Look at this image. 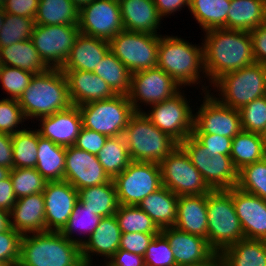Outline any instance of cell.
Returning <instances> with one entry per match:
<instances>
[{"label": "cell", "instance_id": "47", "mask_svg": "<svg viewBox=\"0 0 266 266\" xmlns=\"http://www.w3.org/2000/svg\"><path fill=\"white\" fill-rule=\"evenodd\" d=\"M33 76V73L17 67L2 66L0 71L2 89L10 95V99L18 100L29 86Z\"/></svg>", "mask_w": 266, "mask_h": 266}, {"label": "cell", "instance_id": "7", "mask_svg": "<svg viewBox=\"0 0 266 266\" xmlns=\"http://www.w3.org/2000/svg\"><path fill=\"white\" fill-rule=\"evenodd\" d=\"M222 104L240 110L246 104L266 95V66L254 63L221 76L214 84Z\"/></svg>", "mask_w": 266, "mask_h": 266}, {"label": "cell", "instance_id": "1", "mask_svg": "<svg viewBox=\"0 0 266 266\" xmlns=\"http://www.w3.org/2000/svg\"><path fill=\"white\" fill-rule=\"evenodd\" d=\"M205 33L204 77L211 85L221 76L255 63L249 31L216 28Z\"/></svg>", "mask_w": 266, "mask_h": 266}, {"label": "cell", "instance_id": "14", "mask_svg": "<svg viewBox=\"0 0 266 266\" xmlns=\"http://www.w3.org/2000/svg\"><path fill=\"white\" fill-rule=\"evenodd\" d=\"M80 34L78 25H36L30 40L49 68L61 69Z\"/></svg>", "mask_w": 266, "mask_h": 266}, {"label": "cell", "instance_id": "69", "mask_svg": "<svg viewBox=\"0 0 266 266\" xmlns=\"http://www.w3.org/2000/svg\"><path fill=\"white\" fill-rule=\"evenodd\" d=\"M2 66H3V65H2V62H1V60H0V71H1V69H2Z\"/></svg>", "mask_w": 266, "mask_h": 266}, {"label": "cell", "instance_id": "27", "mask_svg": "<svg viewBox=\"0 0 266 266\" xmlns=\"http://www.w3.org/2000/svg\"><path fill=\"white\" fill-rule=\"evenodd\" d=\"M109 50V41L80 33L61 70L93 72Z\"/></svg>", "mask_w": 266, "mask_h": 266}, {"label": "cell", "instance_id": "22", "mask_svg": "<svg viewBox=\"0 0 266 266\" xmlns=\"http://www.w3.org/2000/svg\"><path fill=\"white\" fill-rule=\"evenodd\" d=\"M38 121L41 123L38 129L40 136L64 147L74 146L83 127L80 110L75 105Z\"/></svg>", "mask_w": 266, "mask_h": 266}, {"label": "cell", "instance_id": "66", "mask_svg": "<svg viewBox=\"0 0 266 266\" xmlns=\"http://www.w3.org/2000/svg\"><path fill=\"white\" fill-rule=\"evenodd\" d=\"M261 135L264 138L265 143H266V126H265V129H264V131H263V133Z\"/></svg>", "mask_w": 266, "mask_h": 266}, {"label": "cell", "instance_id": "35", "mask_svg": "<svg viewBox=\"0 0 266 266\" xmlns=\"http://www.w3.org/2000/svg\"><path fill=\"white\" fill-rule=\"evenodd\" d=\"M79 201L94 214L101 217L113 216L119 206L113 179L107 183L78 190Z\"/></svg>", "mask_w": 266, "mask_h": 266}, {"label": "cell", "instance_id": "16", "mask_svg": "<svg viewBox=\"0 0 266 266\" xmlns=\"http://www.w3.org/2000/svg\"><path fill=\"white\" fill-rule=\"evenodd\" d=\"M180 88L183 86H179L165 71L156 67L131 75L128 97L135 112H143L140 104L151 106L163 102L177 94Z\"/></svg>", "mask_w": 266, "mask_h": 266}, {"label": "cell", "instance_id": "39", "mask_svg": "<svg viewBox=\"0 0 266 266\" xmlns=\"http://www.w3.org/2000/svg\"><path fill=\"white\" fill-rule=\"evenodd\" d=\"M97 158L111 179L122 173L132 162L123 135L108 137Z\"/></svg>", "mask_w": 266, "mask_h": 266}, {"label": "cell", "instance_id": "15", "mask_svg": "<svg viewBox=\"0 0 266 266\" xmlns=\"http://www.w3.org/2000/svg\"><path fill=\"white\" fill-rule=\"evenodd\" d=\"M201 86L205 96L203 104L194 114L192 134H215L233 139L242 130L239 110L222 104L210 94L209 86Z\"/></svg>", "mask_w": 266, "mask_h": 266}, {"label": "cell", "instance_id": "54", "mask_svg": "<svg viewBox=\"0 0 266 266\" xmlns=\"http://www.w3.org/2000/svg\"><path fill=\"white\" fill-rule=\"evenodd\" d=\"M39 0H6L3 4L5 13L27 18H35Z\"/></svg>", "mask_w": 266, "mask_h": 266}, {"label": "cell", "instance_id": "63", "mask_svg": "<svg viewBox=\"0 0 266 266\" xmlns=\"http://www.w3.org/2000/svg\"><path fill=\"white\" fill-rule=\"evenodd\" d=\"M10 169L0 165V181L9 176Z\"/></svg>", "mask_w": 266, "mask_h": 266}, {"label": "cell", "instance_id": "33", "mask_svg": "<svg viewBox=\"0 0 266 266\" xmlns=\"http://www.w3.org/2000/svg\"><path fill=\"white\" fill-rule=\"evenodd\" d=\"M220 255L224 266H266V240L242 239Z\"/></svg>", "mask_w": 266, "mask_h": 266}, {"label": "cell", "instance_id": "45", "mask_svg": "<svg viewBox=\"0 0 266 266\" xmlns=\"http://www.w3.org/2000/svg\"><path fill=\"white\" fill-rule=\"evenodd\" d=\"M9 176L17 199L43 192L48 183L35 168H13Z\"/></svg>", "mask_w": 266, "mask_h": 266}, {"label": "cell", "instance_id": "48", "mask_svg": "<svg viewBox=\"0 0 266 266\" xmlns=\"http://www.w3.org/2000/svg\"><path fill=\"white\" fill-rule=\"evenodd\" d=\"M144 262L145 266H177L169 241L161 232L149 243Z\"/></svg>", "mask_w": 266, "mask_h": 266}, {"label": "cell", "instance_id": "43", "mask_svg": "<svg viewBox=\"0 0 266 266\" xmlns=\"http://www.w3.org/2000/svg\"><path fill=\"white\" fill-rule=\"evenodd\" d=\"M35 20L5 13L0 30V48L10 46L19 41L29 40L32 36Z\"/></svg>", "mask_w": 266, "mask_h": 266}, {"label": "cell", "instance_id": "3", "mask_svg": "<svg viewBox=\"0 0 266 266\" xmlns=\"http://www.w3.org/2000/svg\"><path fill=\"white\" fill-rule=\"evenodd\" d=\"M81 261V246L60 232L22 236L18 266H77Z\"/></svg>", "mask_w": 266, "mask_h": 266}, {"label": "cell", "instance_id": "13", "mask_svg": "<svg viewBox=\"0 0 266 266\" xmlns=\"http://www.w3.org/2000/svg\"><path fill=\"white\" fill-rule=\"evenodd\" d=\"M181 90L163 102L151 105L144 114L162 132L170 135L178 143L191 136L194 128V114Z\"/></svg>", "mask_w": 266, "mask_h": 266}, {"label": "cell", "instance_id": "64", "mask_svg": "<svg viewBox=\"0 0 266 266\" xmlns=\"http://www.w3.org/2000/svg\"><path fill=\"white\" fill-rule=\"evenodd\" d=\"M4 15H5L4 10H0V30H1L2 26H3Z\"/></svg>", "mask_w": 266, "mask_h": 266}, {"label": "cell", "instance_id": "37", "mask_svg": "<svg viewBox=\"0 0 266 266\" xmlns=\"http://www.w3.org/2000/svg\"><path fill=\"white\" fill-rule=\"evenodd\" d=\"M79 9L70 0H40L36 25H78Z\"/></svg>", "mask_w": 266, "mask_h": 266}, {"label": "cell", "instance_id": "59", "mask_svg": "<svg viewBox=\"0 0 266 266\" xmlns=\"http://www.w3.org/2000/svg\"><path fill=\"white\" fill-rule=\"evenodd\" d=\"M154 3L161 18L180 11L182 7L190 8V0H154Z\"/></svg>", "mask_w": 266, "mask_h": 266}, {"label": "cell", "instance_id": "19", "mask_svg": "<svg viewBox=\"0 0 266 266\" xmlns=\"http://www.w3.org/2000/svg\"><path fill=\"white\" fill-rule=\"evenodd\" d=\"M42 193L46 231L61 232L79 200L78 190L65 180L48 181Z\"/></svg>", "mask_w": 266, "mask_h": 266}, {"label": "cell", "instance_id": "67", "mask_svg": "<svg viewBox=\"0 0 266 266\" xmlns=\"http://www.w3.org/2000/svg\"><path fill=\"white\" fill-rule=\"evenodd\" d=\"M0 266H8L6 263L0 261Z\"/></svg>", "mask_w": 266, "mask_h": 266}, {"label": "cell", "instance_id": "44", "mask_svg": "<svg viewBox=\"0 0 266 266\" xmlns=\"http://www.w3.org/2000/svg\"><path fill=\"white\" fill-rule=\"evenodd\" d=\"M236 187L266 201V157L240 169Z\"/></svg>", "mask_w": 266, "mask_h": 266}, {"label": "cell", "instance_id": "50", "mask_svg": "<svg viewBox=\"0 0 266 266\" xmlns=\"http://www.w3.org/2000/svg\"><path fill=\"white\" fill-rule=\"evenodd\" d=\"M22 234L14 228L0 233V261L8 266H18L20 260Z\"/></svg>", "mask_w": 266, "mask_h": 266}, {"label": "cell", "instance_id": "55", "mask_svg": "<svg viewBox=\"0 0 266 266\" xmlns=\"http://www.w3.org/2000/svg\"><path fill=\"white\" fill-rule=\"evenodd\" d=\"M255 63L266 65V24L249 31Z\"/></svg>", "mask_w": 266, "mask_h": 266}, {"label": "cell", "instance_id": "25", "mask_svg": "<svg viewBox=\"0 0 266 266\" xmlns=\"http://www.w3.org/2000/svg\"><path fill=\"white\" fill-rule=\"evenodd\" d=\"M121 234L115 215L103 217L95 231L81 245L82 260L92 264L93 255L96 254L105 257L104 262H107L119 249Z\"/></svg>", "mask_w": 266, "mask_h": 266}, {"label": "cell", "instance_id": "71", "mask_svg": "<svg viewBox=\"0 0 266 266\" xmlns=\"http://www.w3.org/2000/svg\"><path fill=\"white\" fill-rule=\"evenodd\" d=\"M103 266H110L107 262H105V264Z\"/></svg>", "mask_w": 266, "mask_h": 266}, {"label": "cell", "instance_id": "12", "mask_svg": "<svg viewBox=\"0 0 266 266\" xmlns=\"http://www.w3.org/2000/svg\"><path fill=\"white\" fill-rule=\"evenodd\" d=\"M159 165L162 185L177 196L208 194L211 191L201 173L180 146H177Z\"/></svg>", "mask_w": 266, "mask_h": 266}, {"label": "cell", "instance_id": "58", "mask_svg": "<svg viewBox=\"0 0 266 266\" xmlns=\"http://www.w3.org/2000/svg\"><path fill=\"white\" fill-rule=\"evenodd\" d=\"M0 165L9 168H14L13 163V148L12 137L10 134L0 132Z\"/></svg>", "mask_w": 266, "mask_h": 266}, {"label": "cell", "instance_id": "68", "mask_svg": "<svg viewBox=\"0 0 266 266\" xmlns=\"http://www.w3.org/2000/svg\"><path fill=\"white\" fill-rule=\"evenodd\" d=\"M6 0H0V3L3 5Z\"/></svg>", "mask_w": 266, "mask_h": 266}, {"label": "cell", "instance_id": "57", "mask_svg": "<svg viewBox=\"0 0 266 266\" xmlns=\"http://www.w3.org/2000/svg\"><path fill=\"white\" fill-rule=\"evenodd\" d=\"M16 200L17 197L10 176H8L0 181V208L10 212Z\"/></svg>", "mask_w": 266, "mask_h": 266}, {"label": "cell", "instance_id": "38", "mask_svg": "<svg viewBox=\"0 0 266 266\" xmlns=\"http://www.w3.org/2000/svg\"><path fill=\"white\" fill-rule=\"evenodd\" d=\"M93 73L107 82L116 94H129L132 73L110 50L96 66Z\"/></svg>", "mask_w": 266, "mask_h": 266}, {"label": "cell", "instance_id": "51", "mask_svg": "<svg viewBox=\"0 0 266 266\" xmlns=\"http://www.w3.org/2000/svg\"><path fill=\"white\" fill-rule=\"evenodd\" d=\"M159 233H122L119 249L129 251L141 256L145 255L146 249L152 239Z\"/></svg>", "mask_w": 266, "mask_h": 266}, {"label": "cell", "instance_id": "62", "mask_svg": "<svg viewBox=\"0 0 266 266\" xmlns=\"http://www.w3.org/2000/svg\"><path fill=\"white\" fill-rule=\"evenodd\" d=\"M79 10L93 0H70Z\"/></svg>", "mask_w": 266, "mask_h": 266}, {"label": "cell", "instance_id": "52", "mask_svg": "<svg viewBox=\"0 0 266 266\" xmlns=\"http://www.w3.org/2000/svg\"><path fill=\"white\" fill-rule=\"evenodd\" d=\"M107 139V136L100 134L99 132L82 127L74 146L78 149L97 155L103 148Z\"/></svg>", "mask_w": 266, "mask_h": 266}, {"label": "cell", "instance_id": "23", "mask_svg": "<svg viewBox=\"0 0 266 266\" xmlns=\"http://www.w3.org/2000/svg\"><path fill=\"white\" fill-rule=\"evenodd\" d=\"M68 81L72 105L80 106L90 102L113 98L116 93L100 76L82 70H62Z\"/></svg>", "mask_w": 266, "mask_h": 266}, {"label": "cell", "instance_id": "36", "mask_svg": "<svg viewBox=\"0 0 266 266\" xmlns=\"http://www.w3.org/2000/svg\"><path fill=\"white\" fill-rule=\"evenodd\" d=\"M230 3L231 0H190L189 10L202 30L227 29Z\"/></svg>", "mask_w": 266, "mask_h": 266}, {"label": "cell", "instance_id": "9", "mask_svg": "<svg viewBox=\"0 0 266 266\" xmlns=\"http://www.w3.org/2000/svg\"><path fill=\"white\" fill-rule=\"evenodd\" d=\"M179 146L186 152L191 163L201 173L211 190H228L238 182V170L230 155L210 153L193 135L188 136Z\"/></svg>", "mask_w": 266, "mask_h": 266}, {"label": "cell", "instance_id": "10", "mask_svg": "<svg viewBox=\"0 0 266 266\" xmlns=\"http://www.w3.org/2000/svg\"><path fill=\"white\" fill-rule=\"evenodd\" d=\"M161 35L122 30L109 41L110 51L133 74L158 64Z\"/></svg>", "mask_w": 266, "mask_h": 266}, {"label": "cell", "instance_id": "17", "mask_svg": "<svg viewBox=\"0 0 266 266\" xmlns=\"http://www.w3.org/2000/svg\"><path fill=\"white\" fill-rule=\"evenodd\" d=\"M80 33L110 41L124 30L118 0H93L79 10Z\"/></svg>", "mask_w": 266, "mask_h": 266}, {"label": "cell", "instance_id": "30", "mask_svg": "<svg viewBox=\"0 0 266 266\" xmlns=\"http://www.w3.org/2000/svg\"><path fill=\"white\" fill-rule=\"evenodd\" d=\"M266 24V0H231L227 29L251 31Z\"/></svg>", "mask_w": 266, "mask_h": 266}, {"label": "cell", "instance_id": "24", "mask_svg": "<svg viewBox=\"0 0 266 266\" xmlns=\"http://www.w3.org/2000/svg\"><path fill=\"white\" fill-rule=\"evenodd\" d=\"M10 226L22 235L46 231L45 204L42 192L16 200L10 211Z\"/></svg>", "mask_w": 266, "mask_h": 266}, {"label": "cell", "instance_id": "28", "mask_svg": "<svg viewBox=\"0 0 266 266\" xmlns=\"http://www.w3.org/2000/svg\"><path fill=\"white\" fill-rule=\"evenodd\" d=\"M124 30L157 34L161 17L154 0H118Z\"/></svg>", "mask_w": 266, "mask_h": 266}, {"label": "cell", "instance_id": "34", "mask_svg": "<svg viewBox=\"0 0 266 266\" xmlns=\"http://www.w3.org/2000/svg\"><path fill=\"white\" fill-rule=\"evenodd\" d=\"M231 160L239 171L243 167L266 157V143L261 134L241 130L233 139Z\"/></svg>", "mask_w": 266, "mask_h": 266}, {"label": "cell", "instance_id": "31", "mask_svg": "<svg viewBox=\"0 0 266 266\" xmlns=\"http://www.w3.org/2000/svg\"><path fill=\"white\" fill-rule=\"evenodd\" d=\"M0 60L3 66L17 67L33 74L49 69L30 39L0 48Z\"/></svg>", "mask_w": 266, "mask_h": 266}, {"label": "cell", "instance_id": "42", "mask_svg": "<svg viewBox=\"0 0 266 266\" xmlns=\"http://www.w3.org/2000/svg\"><path fill=\"white\" fill-rule=\"evenodd\" d=\"M102 218L103 217L94 214L93 211L85 207L78 200L66 226L60 233L67 239L72 240L81 246L95 231ZM75 230H79L80 232L82 231L84 234L87 233L88 236H86L83 240L80 238H73L72 235L76 232Z\"/></svg>", "mask_w": 266, "mask_h": 266}, {"label": "cell", "instance_id": "46", "mask_svg": "<svg viewBox=\"0 0 266 266\" xmlns=\"http://www.w3.org/2000/svg\"><path fill=\"white\" fill-rule=\"evenodd\" d=\"M239 113L242 130L262 134L266 126V95L246 104Z\"/></svg>", "mask_w": 266, "mask_h": 266}, {"label": "cell", "instance_id": "41", "mask_svg": "<svg viewBox=\"0 0 266 266\" xmlns=\"http://www.w3.org/2000/svg\"><path fill=\"white\" fill-rule=\"evenodd\" d=\"M122 233H160L152 218L137 205H119L114 214Z\"/></svg>", "mask_w": 266, "mask_h": 266}, {"label": "cell", "instance_id": "5", "mask_svg": "<svg viewBox=\"0 0 266 266\" xmlns=\"http://www.w3.org/2000/svg\"><path fill=\"white\" fill-rule=\"evenodd\" d=\"M132 161L160 163L179 143L159 130L144 112H135L123 133Z\"/></svg>", "mask_w": 266, "mask_h": 266}, {"label": "cell", "instance_id": "6", "mask_svg": "<svg viewBox=\"0 0 266 266\" xmlns=\"http://www.w3.org/2000/svg\"><path fill=\"white\" fill-rule=\"evenodd\" d=\"M207 241L216 252L245 239L243 229L235 212L232 188L211 190L207 194Z\"/></svg>", "mask_w": 266, "mask_h": 266}, {"label": "cell", "instance_id": "61", "mask_svg": "<svg viewBox=\"0 0 266 266\" xmlns=\"http://www.w3.org/2000/svg\"><path fill=\"white\" fill-rule=\"evenodd\" d=\"M194 266H224L222 257L219 253H216L210 260L205 263Z\"/></svg>", "mask_w": 266, "mask_h": 266}, {"label": "cell", "instance_id": "49", "mask_svg": "<svg viewBox=\"0 0 266 266\" xmlns=\"http://www.w3.org/2000/svg\"><path fill=\"white\" fill-rule=\"evenodd\" d=\"M26 120L18 100L3 98L0 100V132L15 134L22 130L18 125Z\"/></svg>", "mask_w": 266, "mask_h": 266}, {"label": "cell", "instance_id": "26", "mask_svg": "<svg viewBox=\"0 0 266 266\" xmlns=\"http://www.w3.org/2000/svg\"><path fill=\"white\" fill-rule=\"evenodd\" d=\"M207 221V194L179 196L176 229L207 239Z\"/></svg>", "mask_w": 266, "mask_h": 266}, {"label": "cell", "instance_id": "32", "mask_svg": "<svg viewBox=\"0 0 266 266\" xmlns=\"http://www.w3.org/2000/svg\"><path fill=\"white\" fill-rule=\"evenodd\" d=\"M37 163L35 169L47 181L64 180L66 147L40 136L38 132Z\"/></svg>", "mask_w": 266, "mask_h": 266}, {"label": "cell", "instance_id": "40", "mask_svg": "<svg viewBox=\"0 0 266 266\" xmlns=\"http://www.w3.org/2000/svg\"><path fill=\"white\" fill-rule=\"evenodd\" d=\"M24 128L12 134L14 168H35L37 163L38 130Z\"/></svg>", "mask_w": 266, "mask_h": 266}, {"label": "cell", "instance_id": "11", "mask_svg": "<svg viewBox=\"0 0 266 266\" xmlns=\"http://www.w3.org/2000/svg\"><path fill=\"white\" fill-rule=\"evenodd\" d=\"M113 182L119 205H137L163 186L160 165L141 161H132Z\"/></svg>", "mask_w": 266, "mask_h": 266}, {"label": "cell", "instance_id": "18", "mask_svg": "<svg viewBox=\"0 0 266 266\" xmlns=\"http://www.w3.org/2000/svg\"><path fill=\"white\" fill-rule=\"evenodd\" d=\"M64 180L79 190L107 183L111 178L104 171L97 155L69 146L66 147Z\"/></svg>", "mask_w": 266, "mask_h": 266}, {"label": "cell", "instance_id": "53", "mask_svg": "<svg viewBox=\"0 0 266 266\" xmlns=\"http://www.w3.org/2000/svg\"><path fill=\"white\" fill-rule=\"evenodd\" d=\"M210 153V156L217 154L230 155L232 138L215 134H192Z\"/></svg>", "mask_w": 266, "mask_h": 266}, {"label": "cell", "instance_id": "20", "mask_svg": "<svg viewBox=\"0 0 266 266\" xmlns=\"http://www.w3.org/2000/svg\"><path fill=\"white\" fill-rule=\"evenodd\" d=\"M232 199L245 239L266 240V201L236 186Z\"/></svg>", "mask_w": 266, "mask_h": 266}, {"label": "cell", "instance_id": "2", "mask_svg": "<svg viewBox=\"0 0 266 266\" xmlns=\"http://www.w3.org/2000/svg\"><path fill=\"white\" fill-rule=\"evenodd\" d=\"M18 102L26 120L50 116L69 108L72 103L65 73L58 68H49L34 74Z\"/></svg>", "mask_w": 266, "mask_h": 266}, {"label": "cell", "instance_id": "4", "mask_svg": "<svg viewBox=\"0 0 266 266\" xmlns=\"http://www.w3.org/2000/svg\"><path fill=\"white\" fill-rule=\"evenodd\" d=\"M157 67L171 76L179 86L200 84V72L205 73L203 43L197 46L178 36L161 35Z\"/></svg>", "mask_w": 266, "mask_h": 266}, {"label": "cell", "instance_id": "65", "mask_svg": "<svg viewBox=\"0 0 266 266\" xmlns=\"http://www.w3.org/2000/svg\"><path fill=\"white\" fill-rule=\"evenodd\" d=\"M77 266H93V264H91L85 260H82Z\"/></svg>", "mask_w": 266, "mask_h": 266}, {"label": "cell", "instance_id": "29", "mask_svg": "<svg viewBox=\"0 0 266 266\" xmlns=\"http://www.w3.org/2000/svg\"><path fill=\"white\" fill-rule=\"evenodd\" d=\"M178 198L179 196L162 186L149 194L137 206L146 212L161 230L175 225Z\"/></svg>", "mask_w": 266, "mask_h": 266}, {"label": "cell", "instance_id": "21", "mask_svg": "<svg viewBox=\"0 0 266 266\" xmlns=\"http://www.w3.org/2000/svg\"><path fill=\"white\" fill-rule=\"evenodd\" d=\"M169 241L177 266H194L210 260L216 252L207 239L180 231L174 226L161 229Z\"/></svg>", "mask_w": 266, "mask_h": 266}, {"label": "cell", "instance_id": "60", "mask_svg": "<svg viewBox=\"0 0 266 266\" xmlns=\"http://www.w3.org/2000/svg\"><path fill=\"white\" fill-rule=\"evenodd\" d=\"M10 221V212L0 208V233L11 227Z\"/></svg>", "mask_w": 266, "mask_h": 266}, {"label": "cell", "instance_id": "8", "mask_svg": "<svg viewBox=\"0 0 266 266\" xmlns=\"http://www.w3.org/2000/svg\"><path fill=\"white\" fill-rule=\"evenodd\" d=\"M84 128L107 137L123 135L135 110L128 95L116 94L113 98L78 106Z\"/></svg>", "mask_w": 266, "mask_h": 266}, {"label": "cell", "instance_id": "56", "mask_svg": "<svg viewBox=\"0 0 266 266\" xmlns=\"http://www.w3.org/2000/svg\"><path fill=\"white\" fill-rule=\"evenodd\" d=\"M110 266H145L144 256L118 249L107 261Z\"/></svg>", "mask_w": 266, "mask_h": 266}, {"label": "cell", "instance_id": "70", "mask_svg": "<svg viewBox=\"0 0 266 266\" xmlns=\"http://www.w3.org/2000/svg\"><path fill=\"white\" fill-rule=\"evenodd\" d=\"M0 10H3V5L0 3Z\"/></svg>", "mask_w": 266, "mask_h": 266}]
</instances>
